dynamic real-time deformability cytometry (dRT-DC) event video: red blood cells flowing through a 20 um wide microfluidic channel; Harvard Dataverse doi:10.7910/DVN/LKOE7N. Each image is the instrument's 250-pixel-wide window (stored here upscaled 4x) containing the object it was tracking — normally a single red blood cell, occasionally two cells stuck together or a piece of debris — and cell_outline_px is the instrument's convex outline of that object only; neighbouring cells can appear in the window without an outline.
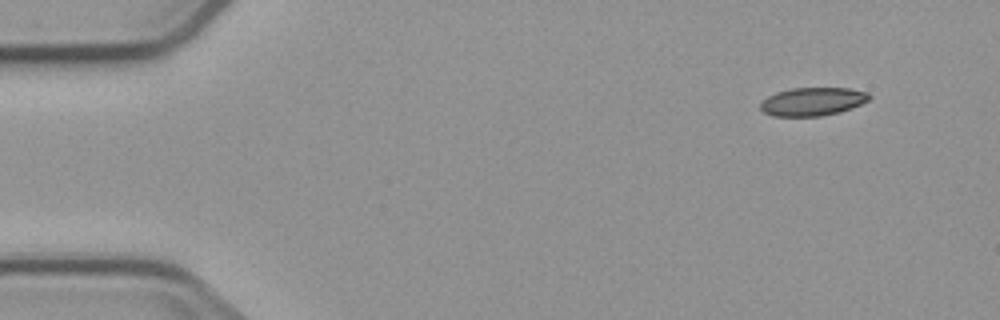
{"species": "common noctule bat (a hibernating species)", "species_latin": "Nyctalus noctula", "temperature_condition": "cold", "stored_images_in_passage": 4, "camera_frame_rate_fps": 3000, "um_per_image_px": 0.085, "animal": {"sex": "male", "body_mass_g": 23.1, "forearm_length_mm": 52.7}, "frame": {"image": 1, "passage_image": 1, "time_ms": 0.0, "image_size_px": [1000, 320], "cell_outline_px": [[872, 96], [868, 100], [860, 104], [840, 112], [820, 116], [772, 116], [764, 112], [760, 108], [760, 104], [768, 96], [776, 92], [792, 88], [848, 88], [868, 92]], "centroid_in_image_um": [69.07, 8.63], "position_along_channel_um": 15.9, "area_um2": 17.86}}
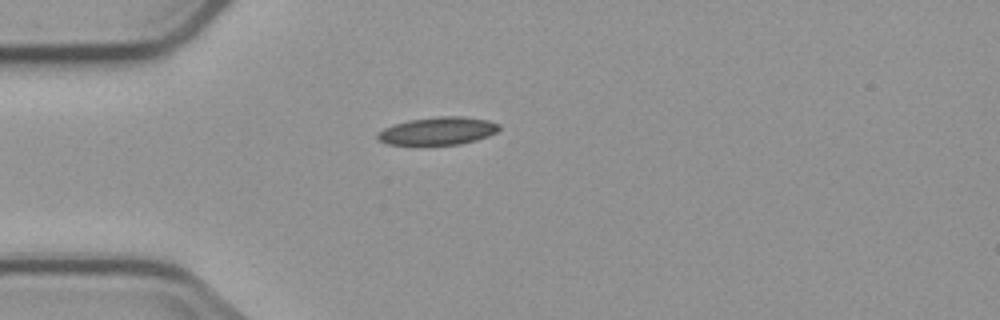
{"frame": {"image": 2, "passage_image": 4, "time_ms": 3.333, "image_size_px": [1000, 320], "cell_outline_px": [[500, 128], [496, 132], [488, 136], [476, 140], [460, 144], [388, 144], [380, 140], [376, 136], [384, 128], [408, 120], [436, 116], [460, 116], [488, 120], [500, 124]], "centroid_in_image_um": [37.26, 11.11], "position_along_channel_um": 47.7, "area_um2": 19.42}}